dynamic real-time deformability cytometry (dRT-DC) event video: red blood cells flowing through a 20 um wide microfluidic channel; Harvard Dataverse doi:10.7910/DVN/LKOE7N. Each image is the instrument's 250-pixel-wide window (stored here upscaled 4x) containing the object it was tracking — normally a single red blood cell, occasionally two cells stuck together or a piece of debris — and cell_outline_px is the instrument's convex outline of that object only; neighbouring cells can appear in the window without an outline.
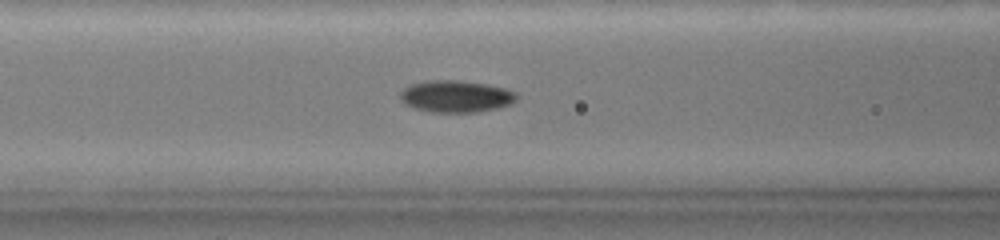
{"species": "common noctule bat (a hibernating species)", "species_latin": "Nyctalus noctula", "temperature_condition": "warm", "stored_images_in_passage": 36, "camera_frame_rate_fps": 3000, "um_per_image_px": 0.085, "animal": {"sex": "female", "body_mass_g": 19.0, "forearm_length_mm": 51.5}, "frame": {"image": 1, "passage_image": 15, "time_ms": 7.0, "image_size_px": [1000, 240], "cell_outline_px": [[516, 96], [508, 104], [496, 108], [476, 112], [432, 112], [416, 108], [408, 104], [400, 96], [412, 84], [440, 80], [448, 80], [480, 84], [500, 88], [512, 92]], "centroid_in_image_um": [38.74, 8.22], "position_along_channel_um": 127.9, "area_um2": 20.17}}
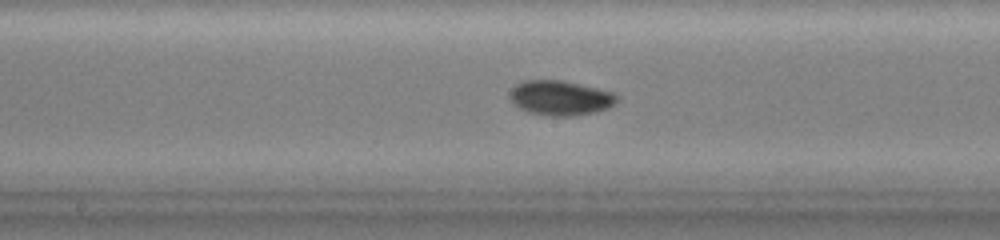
{"frame": {"image": 2, "passage_image": 19, "time_ms": 9.0, "image_size_px": [1000, 240], "cell_outline_px": [[616, 100], [608, 108], [592, 112], [572, 116], [552, 116], [532, 112], [516, 104], [512, 100], [512, 88], [528, 80], [560, 80], [612, 92], [616, 96]], "centroid_in_image_um": [47.66, 8.32], "position_along_channel_um": 200.5, "area_um2": 20.63}}
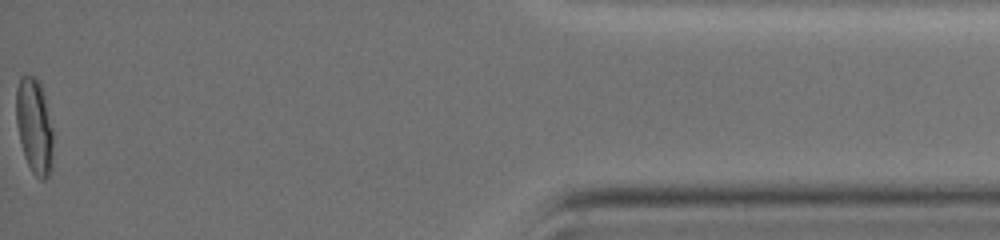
{"frame": {"image": 3, "passage_image": 36, "time_ms": 17.333, "image_size_px": [1000, 240], "cell_outline_px": [[52, 168], [48, 176], [44, 180], [40, 180], [32, 172], [24, 156], [16, 124], [16, 88], [20, 76], [36, 76], [40, 80], [52, 128]], "centroid_in_image_um": [2.91, 10.71], "position_along_channel_um": 432.3, "area_um2": 20.63}, "authors_computed_cell_mechanics": {"area_um2": 19.0451, "velocity_mm_per_s": 3.6585, "shape_relaxation_time_tau1_ms": 3.0871, "shape_relaxation_time_tau2_ms": null, "deformation_change_tau1": 0.1771, "deformation_change_tau2": null}}